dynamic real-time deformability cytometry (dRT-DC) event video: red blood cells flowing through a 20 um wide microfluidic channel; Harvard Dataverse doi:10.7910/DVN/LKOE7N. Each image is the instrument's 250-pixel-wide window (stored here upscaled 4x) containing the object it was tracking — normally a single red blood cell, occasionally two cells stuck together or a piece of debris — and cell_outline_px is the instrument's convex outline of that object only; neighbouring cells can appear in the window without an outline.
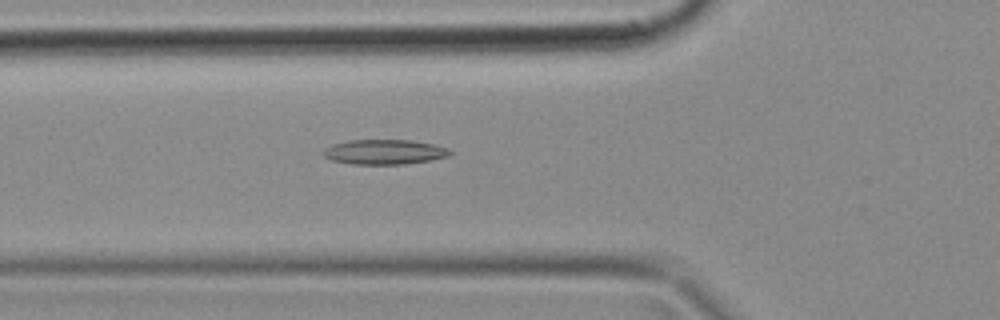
{"species": "common noctule bat (a hibernating species)", "species_latin": "Nyctalus noctula", "temperature_condition": "cold", "stored_images_in_passage": 46, "camera_frame_rate_fps": 3000, "um_per_image_px": 0.085, "animal": {"sex": "female", "body_mass_g": 18.4}, "frame": {"image": 1, "passage_image": 14, "time_ms": 4.333, "image_size_px": [1000, 320], "cell_outline_px": [[452, 152], [448, 156], [428, 160], [404, 164], [352, 164], [332, 160], [324, 156], [320, 152], [324, 148], [332, 144], [348, 140], [408, 140], [436, 144], [448, 148]], "centroid_in_image_um": [32.63, 12.91], "position_along_channel_um": 93.2, "area_um2": 18.38}}
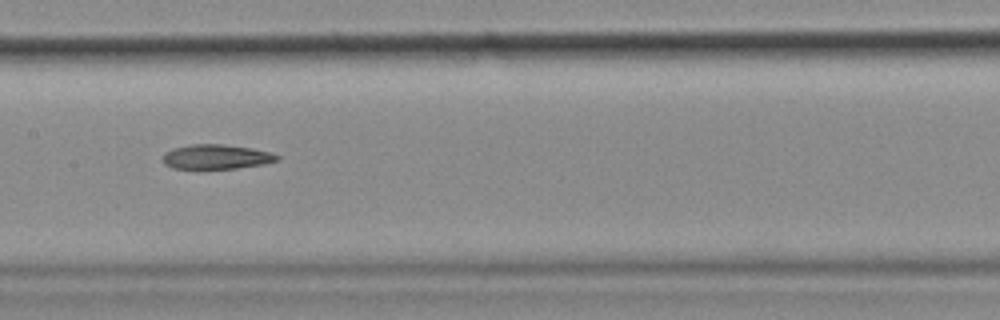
{"frame": {"image": 2, "passage_image": 21, "time_ms": 6.667, "image_size_px": [1000, 320], "cell_outline_px": [[280, 160], [264, 164], [236, 168], [204, 172], [172, 168], [164, 164], [164, 152], [172, 148], [192, 144], [220, 144], [252, 148], [268, 152], [280, 156]], "centroid_in_image_um": [18.33, 13.38], "position_along_channel_um": 189.1, "area_um2": 17.17}}
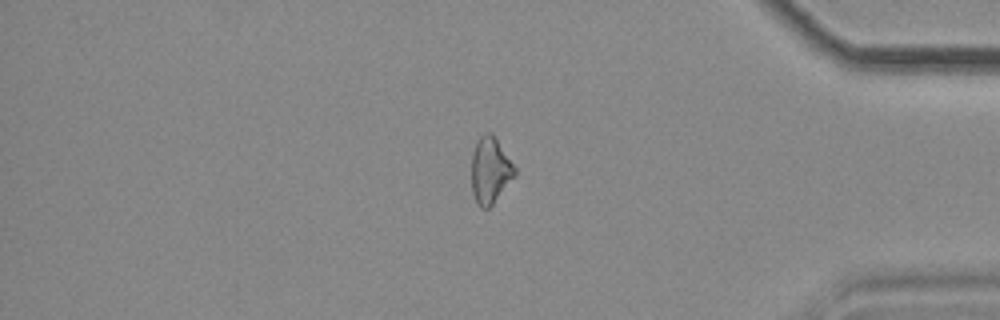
{"frame": {"image": 3, "passage_image": 38, "time_ms": 12.333, "image_size_px": [1000, 320], "cell_outline_px": [[516, 172], [492, 204], [488, 208], [480, 208], [476, 204], [472, 192], [472, 152], [476, 140], [484, 132], [492, 132], [496, 136], [516, 168]], "centroid_in_image_um": [41.64, 14.42], "position_along_channel_um": 393.6, "area_um2": 16.7}}